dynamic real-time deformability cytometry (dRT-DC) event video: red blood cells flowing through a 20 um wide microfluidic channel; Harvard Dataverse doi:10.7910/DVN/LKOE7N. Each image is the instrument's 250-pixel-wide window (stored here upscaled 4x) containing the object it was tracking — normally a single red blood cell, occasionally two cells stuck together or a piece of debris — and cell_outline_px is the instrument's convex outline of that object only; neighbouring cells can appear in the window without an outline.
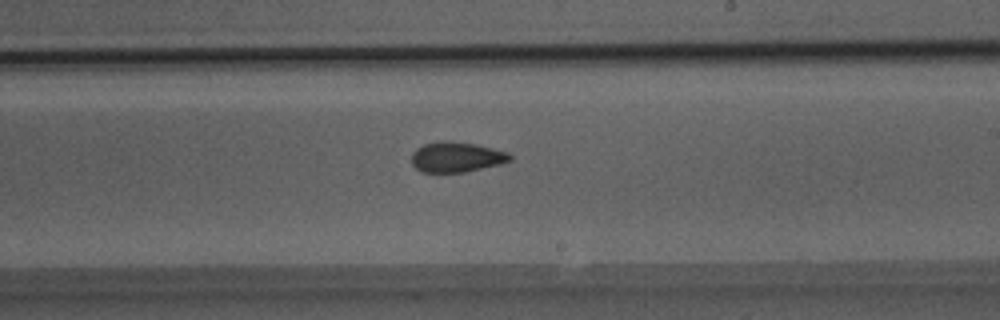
{"species": "Egyptian fruit bat (a non-hibernating species)", "species_latin": "Rousettus aegyptiacus", "temperature_condition": "room temperature", "stored_images_in_passage": 42, "camera_frame_rate_fps": 3000, "um_per_image_px": 0.085, "animal": {"sex": "male"}, "frame": {"image": 1, "passage_image": 22, "time_ms": 7.0, "image_size_px": [1000, 320], "cell_outline_px": [[512, 160], [500, 164], [464, 172], [420, 172], [412, 164], [412, 152], [416, 148], [424, 144], [444, 140], [448, 140], [476, 144], [508, 152], [512, 156]], "centroid_in_image_um": [38.79, 13.34], "position_along_channel_um": 250.2, "area_um2": 17.4}}
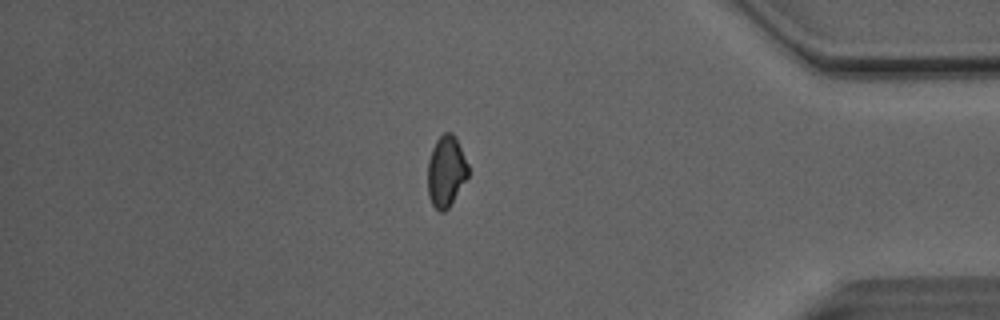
{"frame": {"image": 2, "passage_image": 35, "time_ms": 11.333, "image_size_px": [1000, 320], "cell_outline_px": [[468, 176], [448, 208], [444, 212], [440, 212], [432, 204], [428, 196], [428, 160], [432, 148], [436, 140], [444, 132], [452, 132], [456, 136], [468, 164]], "centroid_in_image_um": [37.91, 14.54], "position_along_channel_um": 397.3, "area_um2": 16.76}}
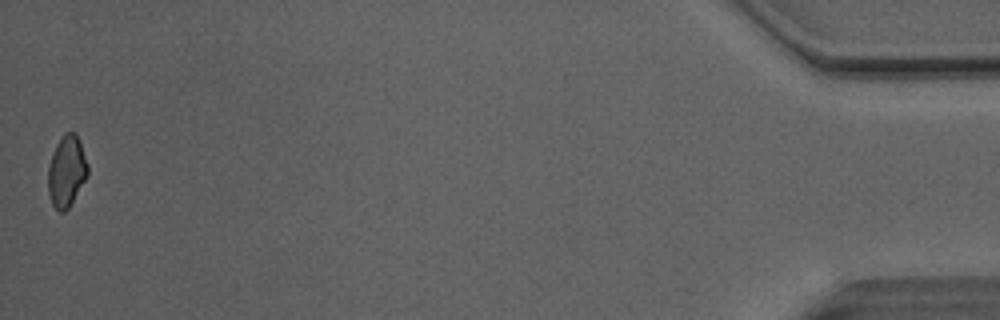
{"frame": {"image": 3, "passage_image": 42, "time_ms": 13.667, "image_size_px": [1000, 320], "cell_outline_px": [[88, 176], [68, 208], [64, 212], [60, 212], [52, 204], [48, 192], [48, 164], [52, 152], [60, 136], [64, 132], [76, 132], [80, 140], [88, 164]], "centroid_in_image_um": [5.66, 14.51], "position_along_channel_um": 429.5, "area_um2": 16.76}, "authors_computed_cell_mechanics": {"area_um2": 17.7446, "velocity_mm_per_s": 4.1239, "shape_relaxation_time_tau1_ms": 10.8193, "shape_relaxation_time_tau2_ms": 2.7669, "deformation_change_tau1": 0.1402, "deformation_change_tau2": 0.0671}}